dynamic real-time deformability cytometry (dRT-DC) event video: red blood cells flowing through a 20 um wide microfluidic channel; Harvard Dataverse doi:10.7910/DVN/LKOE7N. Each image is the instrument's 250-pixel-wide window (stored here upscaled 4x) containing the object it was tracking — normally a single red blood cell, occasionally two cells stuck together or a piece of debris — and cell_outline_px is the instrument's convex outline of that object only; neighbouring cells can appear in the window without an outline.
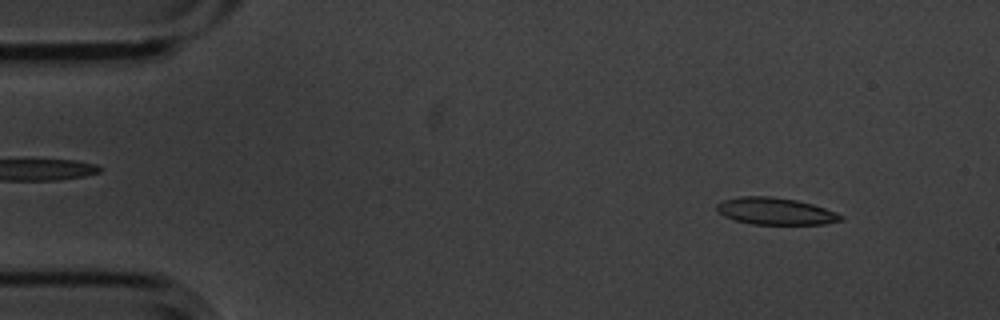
{"species": "common noctule bat (a hibernating species)", "species_latin": "Nyctalus noctula", "temperature_condition": "cold", "stored_images_in_passage": 6, "camera_frame_rate_fps": 3000, "um_per_image_px": 0.085, "animal": {"sex": "male", "body_mass_g": 20.1, "forearm_length_mm": 53.5}, "frame": {"image": 1, "passage_image": 1, "time_ms": 0.0, "image_size_px": [1000, 320], "cell_outline_px": [[844, 220], [824, 224], [752, 224], [736, 220], [724, 216], [716, 208], [716, 204], [724, 200], [740, 196], [772, 196], [796, 200], [812, 204], [836, 212], [844, 216]], "centroid_in_image_um": [65.93, 17.95], "position_along_channel_um": 19.1, "area_um2": 19.42}}
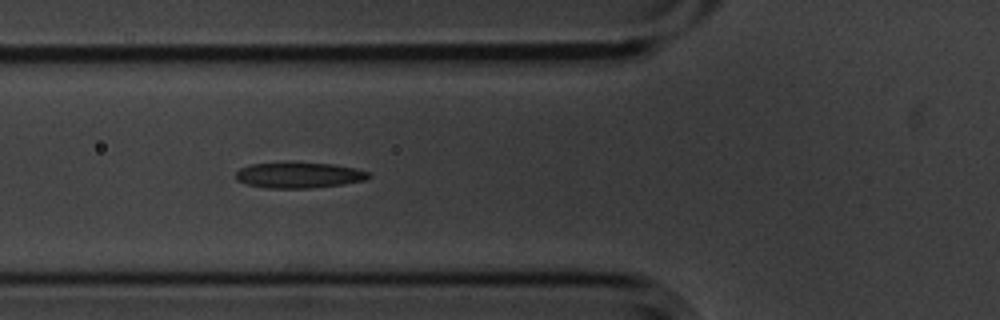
{"frame": {"image": 2, "passage_image": 5, "time_ms": 1.333, "image_size_px": [1000, 320], "cell_outline_px": [[372, 176], [364, 180], [344, 184], [312, 188], [264, 188], [244, 184], [236, 180], [236, 172], [240, 168], [252, 164], [332, 164], [356, 168], [368, 172]], "centroid_in_image_um": [25.4, 14.92], "position_along_channel_um": 100.4, "area_um2": 19.54}}
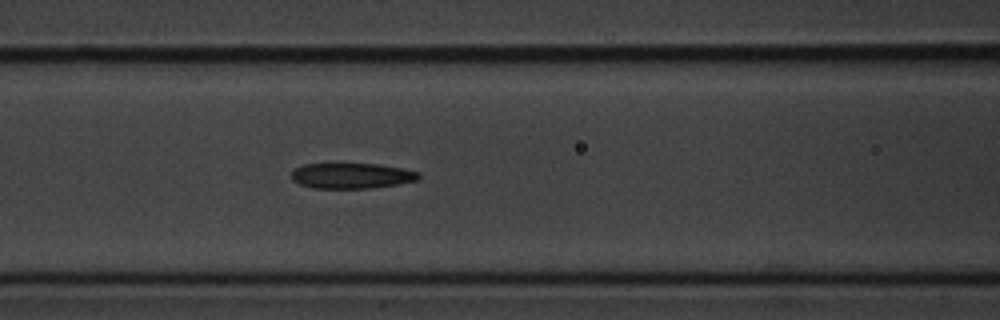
{"frame": {"image": 3, "passage_image": 6, "time_ms": 1.667, "image_size_px": [1000, 320], "cell_outline_px": [[420, 176], [416, 180], [396, 184], [372, 188], [312, 188], [300, 184], [292, 180], [292, 172], [296, 168], [304, 164], [376, 164], [400, 168], [420, 172]], "centroid_in_image_um": [29.87, 14.94], "position_along_channel_um": 136.7, "area_um2": 18.67}}